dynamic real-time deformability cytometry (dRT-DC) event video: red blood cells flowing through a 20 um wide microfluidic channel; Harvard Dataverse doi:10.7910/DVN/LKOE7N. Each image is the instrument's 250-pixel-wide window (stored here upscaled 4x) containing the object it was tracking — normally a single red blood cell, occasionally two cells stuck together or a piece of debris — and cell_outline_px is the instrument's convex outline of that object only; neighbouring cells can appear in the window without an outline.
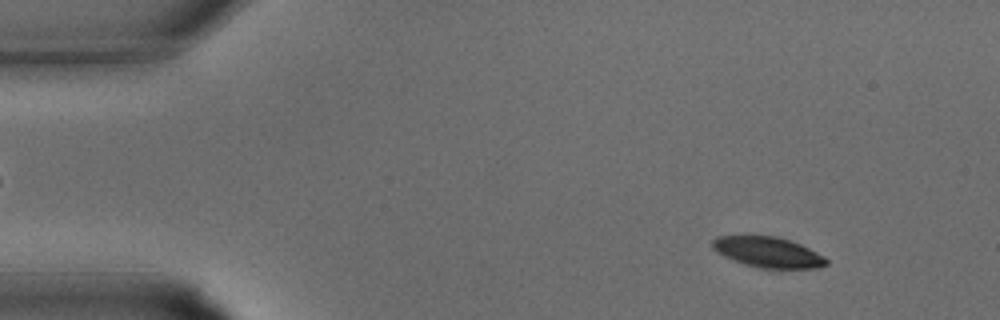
{"species": "common noctule bat (a hibernating species)", "species_latin": "Nyctalus noctula", "temperature_condition": "warm", "stored_images_in_passage": 17, "camera_frame_rate_fps": 3000, "um_per_image_px": 0.085, "animal": {"sex": "male", "body_mass_g": 15.6}, "frame": {"image": 1, "passage_image": 3, "time_ms": 0.667, "image_size_px": [1000, 320], "cell_outline_px": [[828, 264], [820, 268], [760, 268], [744, 264], [724, 256], [716, 252], [712, 248], [712, 240], [716, 236], [776, 236], [800, 244], [824, 256], [828, 260]], "centroid_in_image_um": [65.27, 21.44], "position_along_channel_um": 19.7, "area_um2": 20.17}}
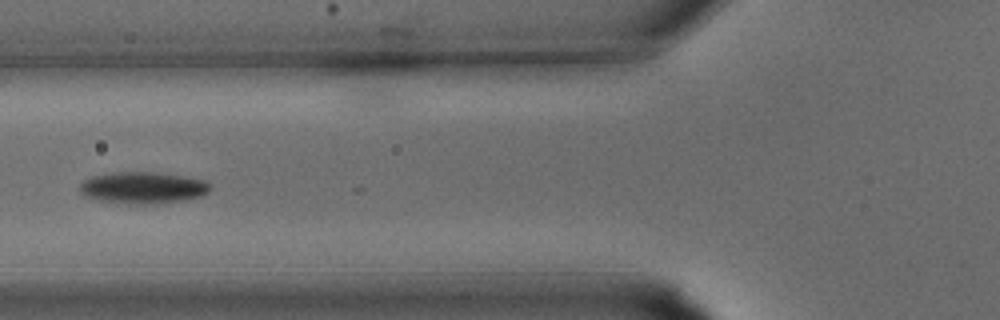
{"frame": {"image": 2, "passage_image": 12, "time_ms": 3.667, "image_size_px": [1000, 320], "cell_outline_px": [[212, 188], [208, 192], [200, 196], [184, 200], [156, 204], [136, 204], [100, 200], [84, 196], [80, 192], [80, 184], [88, 176], [112, 172], [156, 172], [184, 176], [204, 180], [212, 184]], "centroid_in_image_um": [12.15, 15.94], "position_along_channel_um": 113.6, "area_um2": 24.28}}
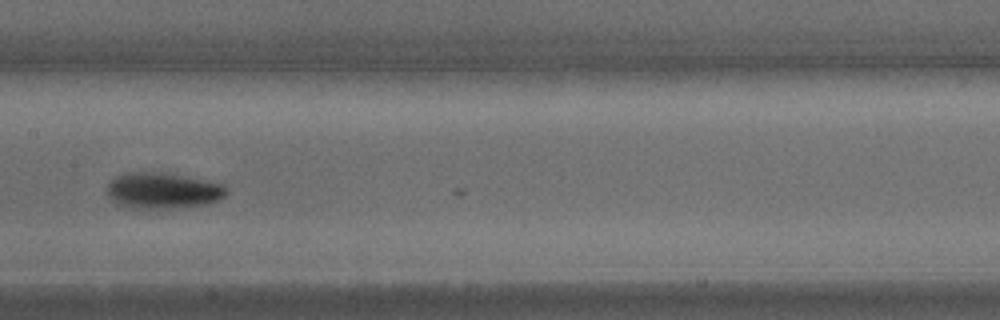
{"frame": {"image": 3, "passage_image": 16, "time_ms": 5.0, "image_size_px": [1000, 320], "cell_outline_px": [[228, 192], [220, 200], [204, 204], [164, 208], [128, 208], [112, 200], [108, 196], [108, 184], [116, 176], [136, 172], [160, 172], [224, 184], [228, 188]], "centroid_in_image_um": [13.85, 16.2], "position_along_channel_um": 193.5, "area_um2": 24.57}}